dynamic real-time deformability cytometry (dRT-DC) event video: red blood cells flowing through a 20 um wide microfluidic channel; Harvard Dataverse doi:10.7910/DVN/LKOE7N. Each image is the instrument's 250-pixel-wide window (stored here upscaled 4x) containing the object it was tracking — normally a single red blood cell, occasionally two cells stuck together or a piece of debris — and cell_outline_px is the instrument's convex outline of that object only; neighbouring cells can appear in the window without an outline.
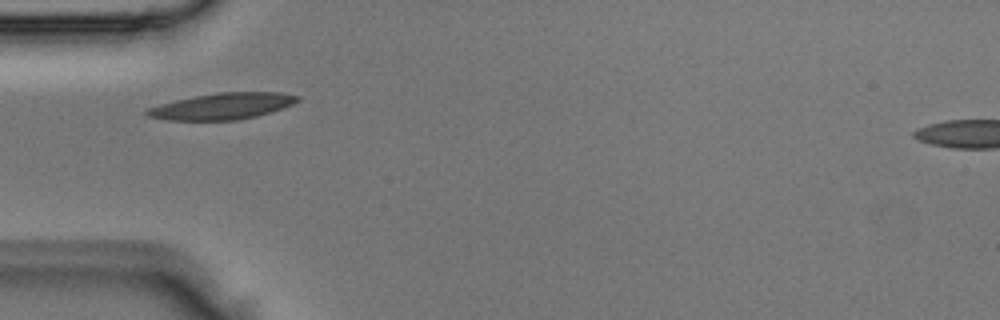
{"species": "Egyptian fruit bat (a non-hibernating species)", "species_latin": "Rousettus aegyptiacus", "temperature_condition": "room temperature", "stored_images_in_passage": 2, "camera_frame_rate_fps": 3000, "um_per_image_px": 0.085, "animal": {"sex": "male"}, "frame": {"image": 1, "passage_image": 1, "time_ms": 0.0, "image_size_px": [1000, 320], "cell_outline_px": [[300, 100], [292, 104], [256, 116], [236, 120], [168, 120], [148, 116], [144, 112], [148, 108], [160, 104], [176, 100], [216, 92], [280, 92], [300, 96]], "centroid_in_image_um": [18.89, 9.02], "position_along_channel_um": 66.1, "area_um2": 22.83}}
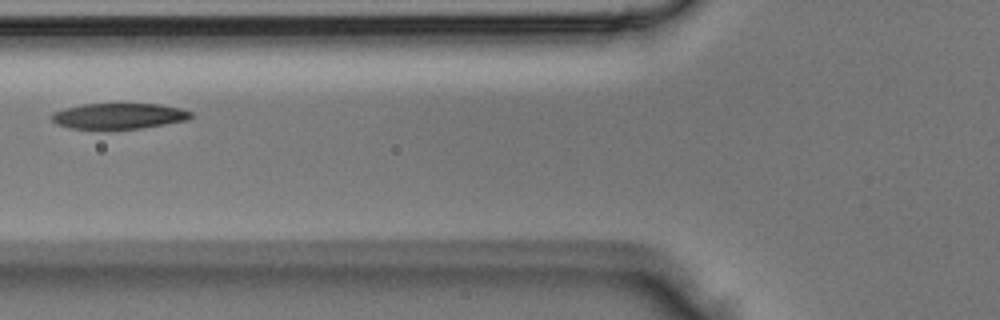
{"frame": {"image": 2, "passage_image": 2, "time_ms": 0.333, "image_size_px": [1000, 320], "cell_outline_px": [[192, 116], [188, 120], [140, 128], [72, 128], [56, 124], [48, 116], [52, 112], [64, 108], [84, 104], [160, 104], [180, 108], [192, 112]], "centroid_in_image_um": [10.08, 9.85], "position_along_channel_um": 115.7, "area_um2": 20.69}}